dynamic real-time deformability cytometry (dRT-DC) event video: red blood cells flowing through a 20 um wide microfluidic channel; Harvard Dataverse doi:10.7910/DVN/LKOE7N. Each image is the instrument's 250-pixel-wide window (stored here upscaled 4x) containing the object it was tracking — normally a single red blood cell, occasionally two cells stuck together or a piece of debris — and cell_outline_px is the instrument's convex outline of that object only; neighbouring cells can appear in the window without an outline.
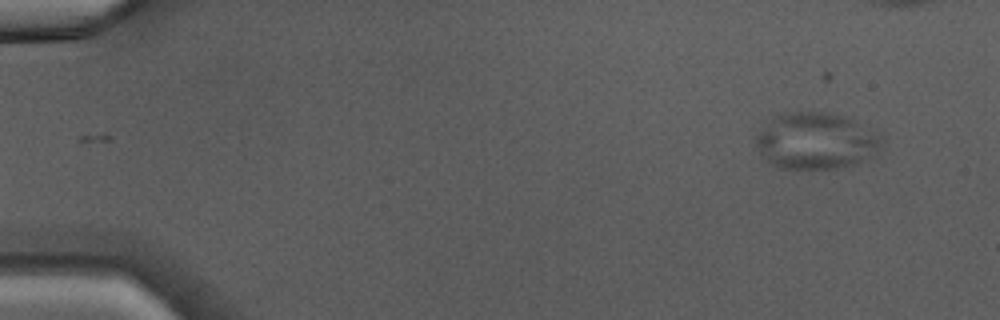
{"species": "Egyptian fruit bat (a non-hibernating species)", "species_latin": "Rousettus aegyptiacus", "temperature_condition": "warm", "stored_images_in_passage": 3, "camera_frame_rate_fps": 3000, "um_per_image_px": 0.085, "animal": {"sex": "male"}, "frame": {"image": 1, "passage_image": 3, "time_ms": 2.667, "image_size_px": [1000, 320], "cell_outline_px": [[880, 144], [860, 160], [852, 164], [840, 168], [780, 168], [768, 164], [760, 156], [756, 148], [752, 136], [772, 116], [784, 112], [824, 112], [844, 116], [876, 128], [880, 132]], "centroid_in_image_um": [69.22, 11.94], "position_along_channel_um": 15.8, "area_um2": 41.79}}